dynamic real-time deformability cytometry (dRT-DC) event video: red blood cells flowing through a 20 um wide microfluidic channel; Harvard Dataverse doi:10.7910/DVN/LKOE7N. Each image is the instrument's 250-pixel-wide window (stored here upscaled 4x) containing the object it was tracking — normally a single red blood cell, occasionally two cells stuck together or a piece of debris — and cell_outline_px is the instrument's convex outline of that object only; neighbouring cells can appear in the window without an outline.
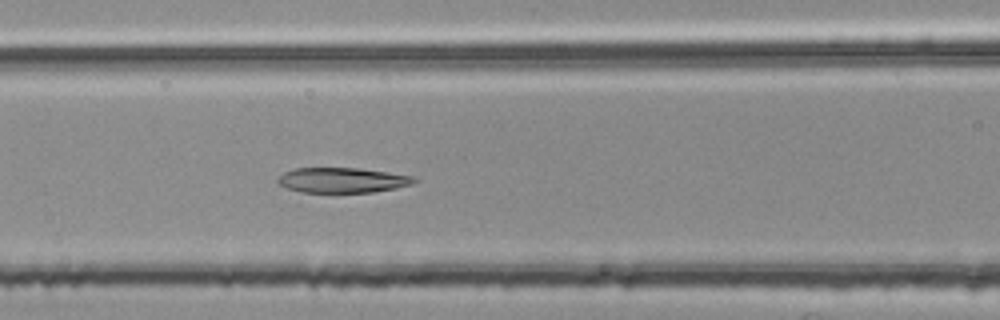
{"species": "common noctule bat (a hibernating species)", "species_latin": "Nyctalus noctula", "temperature_condition": "room temperature", "stored_images_in_passage": 52, "segment_of_instrument_passage": [2, 2], "camera_frame_rate_fps": 3000, "um_per_image_px": 0.085, "animal": {"sex": "female", "body_mass_g": 25.1}, "frame": {"image": 1, "passage_image": 22, "time_ms": 7.0, "image_size_px": [1000, 320], "cell_outline_px": [[420, 180], [412, 184], [396, 188], [372, 192], [300, 192], [276, 184], [276, 180], [284, 172], [296, 168], [360, 168], [416, 176]], "centroid_in_image_um": [29.13, 15.31], "position_along_channel_um": 137.5, "area_um2": 20.11}}
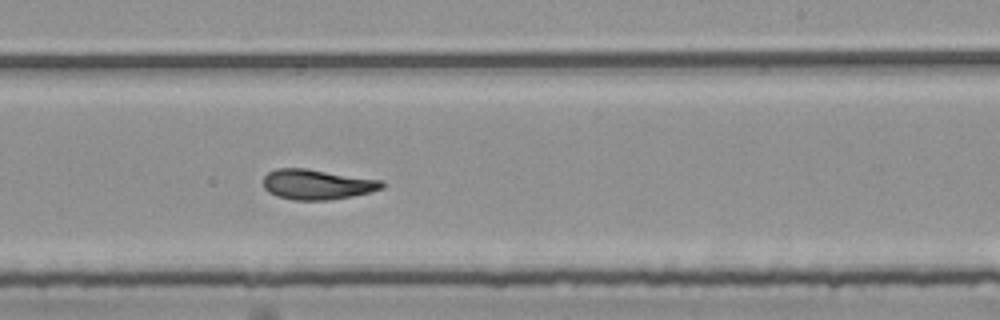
{"frame": {"image": 2, "passage_image": 32, "time_ms": 10.333, "image_size_px": [1000, 320], "cell_outline_px": [[384, 188], [352, 196], [328, 200], [292, 200], [276, 196], [268, 192], [264, 188], [264, 176], [268, 172], [276, 168], [308, 168], [384, 180]], "centroid_in_image_um": [26.95, 15.66], "position_along_channel_um": 262.0, "area_um2": 21.1}}
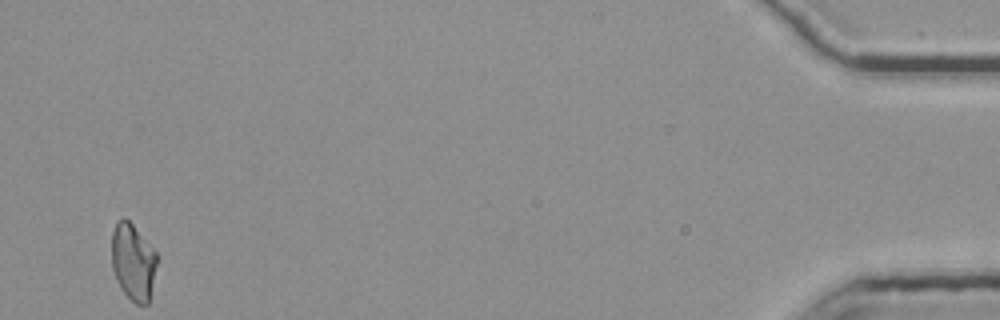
{"frame": {"image": 3, "passage_image": 52, "time_ms": 17.0, "image_size_px": [1000, 320], "cell_outline_px": [[156, 264], [148, 304], [136, 304], [124, 292], [112, 268], [112, 232], [116, 220], [124, 216], [132, 224], [156, 252]], "centroid_in_image_um": [11.29, 22.21], "position_along_channel_um": 423.9, "area_um2": 19.77}}